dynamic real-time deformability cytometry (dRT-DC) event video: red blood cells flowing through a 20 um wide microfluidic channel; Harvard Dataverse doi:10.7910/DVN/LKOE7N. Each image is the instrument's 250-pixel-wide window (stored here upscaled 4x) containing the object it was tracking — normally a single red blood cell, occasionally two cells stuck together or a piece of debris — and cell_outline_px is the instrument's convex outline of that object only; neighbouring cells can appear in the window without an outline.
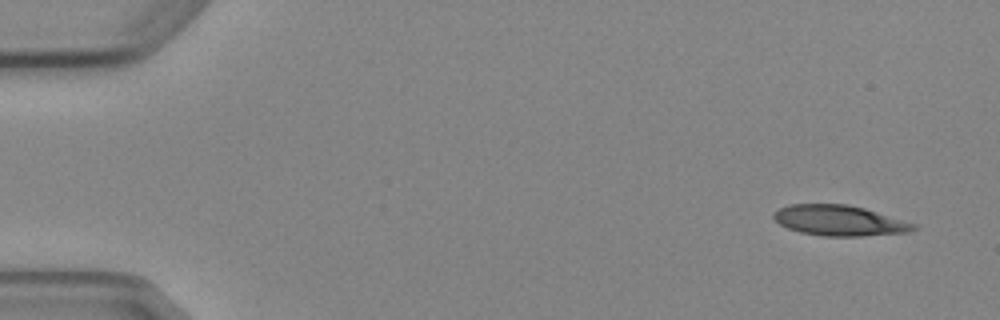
{"species": "Egyptian fruit bat (a non-hibernating species)", "species_latin": "Rousettus aegyptiacus", "temperature_condition": "cold", "stored_images_in_passage": 5, "camera_frame_rate_fps": 3000, "um_per_image_px": 0.085, "animal": {"sex": "female"}, "frame": {"image": 1, "passage_image": 1, "time_ms": 0.0, "image_size_px": [1000, 320], "cell_outline_px": [[916, 228], [908, 232], [860, 236], [824, 236], [800, 232], [788, 228], [780, 224], [772, 216], [780, 208], [788, 204], [848, 204], [864, 208], [916, 224]], "centroid_in_image_um": [71.33, 18.74], "position_along_channel_um": 13.7, "area_um2": 24.57}}